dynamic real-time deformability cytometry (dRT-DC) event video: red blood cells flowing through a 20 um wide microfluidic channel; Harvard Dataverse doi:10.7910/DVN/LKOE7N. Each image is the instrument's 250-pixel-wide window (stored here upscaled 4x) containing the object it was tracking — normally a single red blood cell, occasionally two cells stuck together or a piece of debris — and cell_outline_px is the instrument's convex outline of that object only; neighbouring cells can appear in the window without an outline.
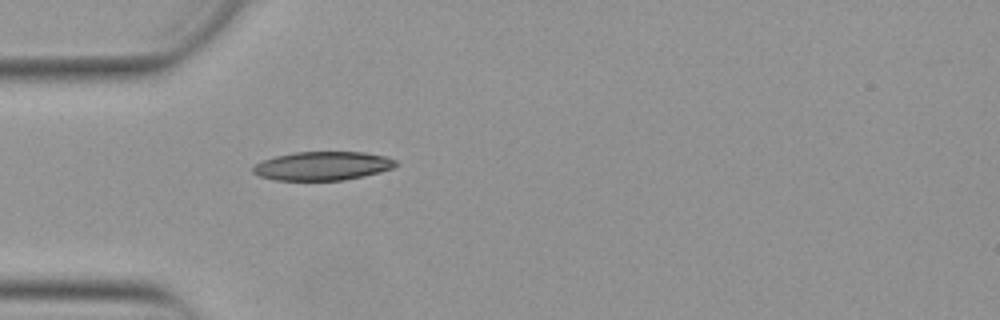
{"species": "Egyptian fruit bat (a non-hibernating species)", "species_latin": "Rousettus aegyptiacus", "temperature_condition": "warm", "stored_images_in_passage": 38, "camera_frame_rate_fps": 3000, "um_per_image_px": 0.085, "animal": {"sex": "female"}, "frame": {"image": 1, "passage_image": 1, "time_ms": 0.0, "image_size_px": [1000, 320], "cell_outline_px": [[396, 164], [392, 168], [380, 172], [364, 176], [344, 180], [276, 180], [260, 176], [252, 172], [252, 168], [256, 164], [264, 160], [276, 156], [296, 152], [364, 152], [384, 156], [396, 160]], "centroid_in_image_um": [27.42, 14.1], "position_along_channel_um": 57.6, "area_um2": 23.7}}
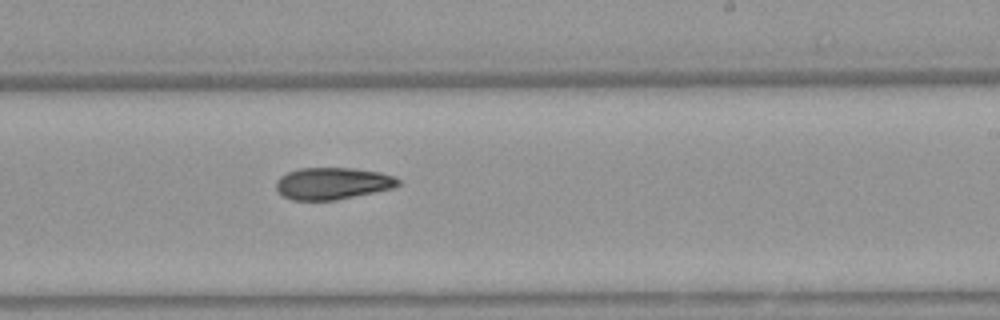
{"frame": {"image": 2, "passage_image": 17, "time_ms": 5.333, "image_size_px": [1000, 320], "cell_outline_px": [[400, 184], [396, 188], [336, 200], [292, 200], [284, 196], [276, 188], [276, 180], [280, 176], [288, 172], [300, 168], [352, 168], [380, 172], [392, 176], [400, 180]], "centroid_in_image_um": [28.29, 15.59], "position_along_channel_um": 260.7, "area_um2": 22.77}}
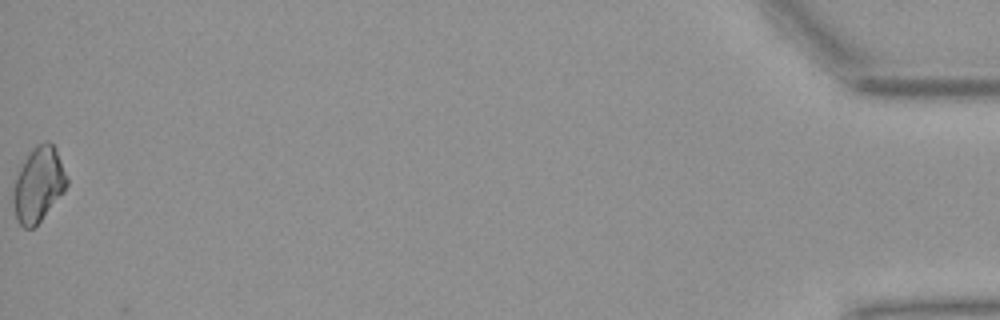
{"frame": {"image": 3, "passage_image": 38, "time_ms": 12.333, "image_size_px": [1000, 320], "cell_outline_px": [[68, 184], [64, 192], [40, 220], [32, 228], [24, 228], [16, 220], [12, 200], [12, 192], [20, 168], [28, 152], [36, 144], [44, 140], [48, 140], [56, 148], [68, 176]], "centroid_in_image_um": [3.28, 15.64], "position_along_channel_um": 431.9, "area_um2": 23.47}}